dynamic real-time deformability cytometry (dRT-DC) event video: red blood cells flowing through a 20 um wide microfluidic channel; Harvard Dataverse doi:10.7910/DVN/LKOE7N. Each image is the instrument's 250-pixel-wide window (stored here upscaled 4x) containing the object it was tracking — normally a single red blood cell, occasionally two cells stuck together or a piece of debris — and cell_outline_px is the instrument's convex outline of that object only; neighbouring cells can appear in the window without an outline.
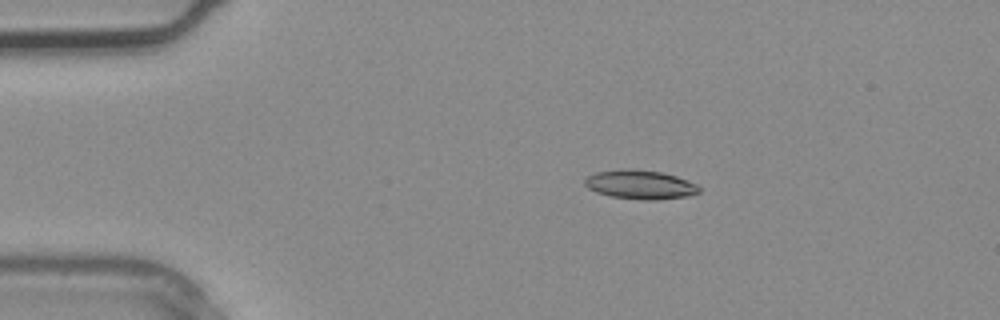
{"species": "common noctule bat (a hibernating species)", "species_latin": "Nyctalus noctula", "temperature_condition": "warm", "stored_images_in_passage": 4, "camera_frame_rate_fps": 3000, "um_per_image_px": 0.085, "animal": {"sex": "male", "body_mass_g": 20.4}, "frame": {"image": 1, "passage_image": 2, "time_ms": 0.333, "image_size_px": [1000, 320], "cell_outline_px": [[700, 192], [688, 196], [656, 200], [640, 200], [612, 196], [596, 192], [588, 188], [584, 184], [584, 180], [588, 176], [596, 172], [628, 168], [632, 168], [660, 172], [676, 176], [688, 180], [696, 184], [700, 188]], "centroid_in_image_um": [54.42, 15.69], "position_along_channel_um": 30.6, "area_um2": 19.36}}
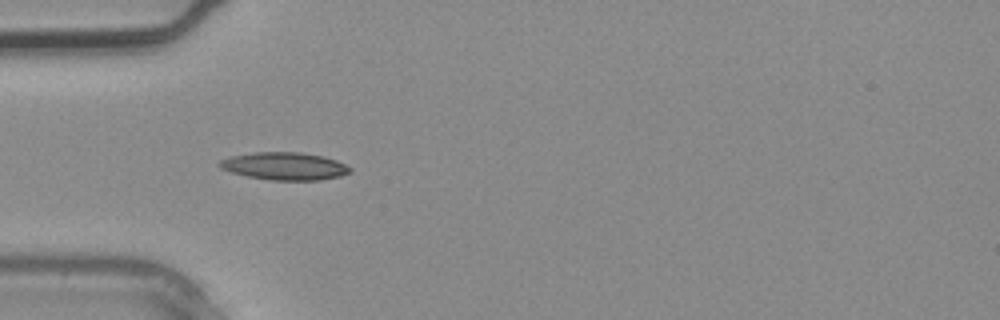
{"frame": {"image": 2, "passage_image": 3, "time_ms": 0.667, "image_size_px": [1000, 320], "cell_outline_px": [[352, 172], [340, 176], [316, 180], [272, 180], [248, 176], [232, 172], [220, 168], [216, 164], [220, 160], [232, 156], [256, 152], [300, 152], [324, 156], [336, 160], [352, 168]], "centroid_in_image_um": [24.2, 14.11], "position_along_channel_um": 60.8, "area_um2": 20.92}}